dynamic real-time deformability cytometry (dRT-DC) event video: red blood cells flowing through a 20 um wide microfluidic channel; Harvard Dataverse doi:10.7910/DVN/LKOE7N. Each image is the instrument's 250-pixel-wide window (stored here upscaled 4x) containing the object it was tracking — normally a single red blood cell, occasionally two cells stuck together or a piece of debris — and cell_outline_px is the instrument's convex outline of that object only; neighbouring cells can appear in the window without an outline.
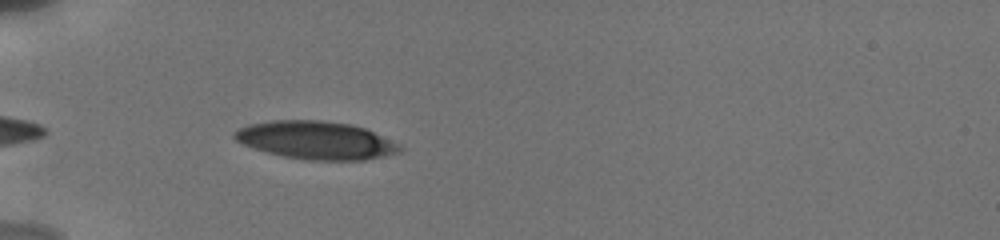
{"species": "human", "species_latin": "Homo sapiens", "temperature_condition": "cold", "stored_images_in_passage": 34, "camera_frame_rate_fps": 3000, "um_per_image_px": 0.085, "donor": {"sex": "male"}, "frame": {"image": 1, "passage_image": 13, "time_ms": 5.667, "image_size_px": [1000, 240], "cell_outline_px": [[404, 148], [400, 152], [384, 156], [364, 160], [308, 160], [284, 156], [268, 152], [244, 144], [236, 140], [232, 136], [232, 132], [248, 124], [272, 120], [320, 120], [352, 124], [364, 128], [400, 144]], "centroid_in_image_um": [26.87, 11.91], "position_along_channel_um": 58.1, "area_um2": 36.47}}
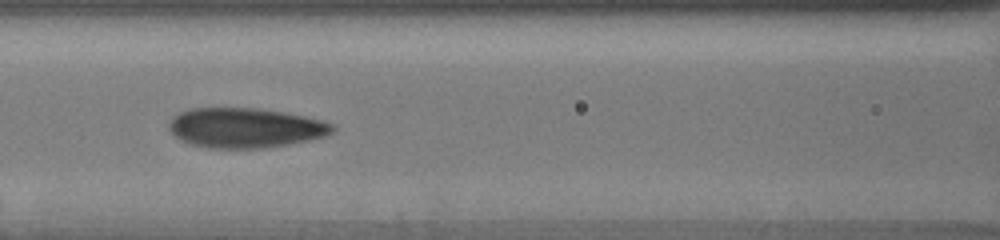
{"frame": {"image": 2, "passage_image": 21, "time_ms": 8.333, "image_size_px": [1000, 240], "cell_outline_px": [[336, 128], [328, 136], [268, 148], [208, 148], [192, 144], [180, 140], [168, 128], [168, 124], [172, 116], [188, 108], [256, 108], [284, 112], [324, 120], [336, 124]], "centroid_in_image_um": [20.87, 10.86], "position_along_channel_um": 145.7, "area_um2": 38.32}}
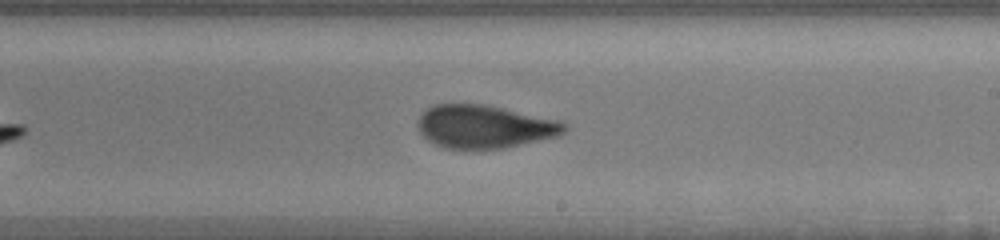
{"frame": {"image": 3, "passage_image": 29, "time_ms": 11.0, "image_size_px": [1000, 240], "cell_outline_px": [[568, 128], [564, 132], [556, 136], [504, 148], [444, 148], [428, 140], [420, 132], [416, 124], [416, 120], [432, 104], [484, 104], [560, 120], [568, 124]], "centroid_in_image_um": [41.17, 10.75], "position_along_channel_um": 247.8, "area_um2": 36.65}}